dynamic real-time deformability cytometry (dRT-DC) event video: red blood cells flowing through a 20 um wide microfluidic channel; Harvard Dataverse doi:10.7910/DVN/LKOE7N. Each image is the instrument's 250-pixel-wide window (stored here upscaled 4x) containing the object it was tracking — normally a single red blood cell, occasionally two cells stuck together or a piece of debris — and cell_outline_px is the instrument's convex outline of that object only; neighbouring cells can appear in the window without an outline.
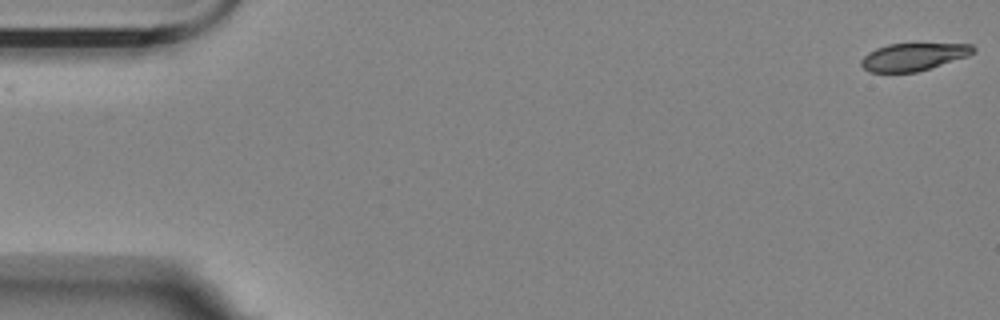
{"species": "Egyptian fruit bat (a non-hibernating species)", "species_latin": "Rousettus aegyptiacus", "temperature_condition": "room temperature", "stored_images_in_passage": 56, "camera_frame_rate_fps": 3000, "um_per_image_px": 0.085, "animal": {"sex": "female"}, "frame": {"image": 1, "passage_image": 1, "time_ms": 0.0, "image_size_px": [1000, 320], "cell_outline_px": [[976, 52], [968, 56], [916, 72], [872, 72], [864, 68], [860, 64], [860, 60], [868, 52], [876, 48], [888, 44], [972, 44], [976, 48]], "centroid_in_image_um": [77.64, 4.82], "position_along_channel_um": 7.4, "area_um2": 17.86}}
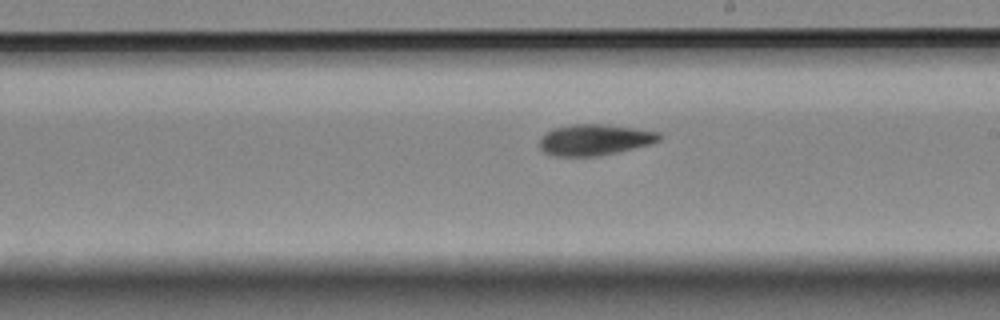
{"frame": {"image": 2, "passage_image": 32, "time_ms": 10.333, "image_size_px": [1000, 320], "cell_outline_px": [[664, 136], [660, 140], [648, 144], [600, 156], [552, 156], [544, 152], [540, 148], [540, 136], [552, 128], [572, 124], [604, 124], [660, 132]], "centroid_in_image_um": [50.51, 11.88], "position_along_channel_um": 238.5, "area_um2": 21.68}}
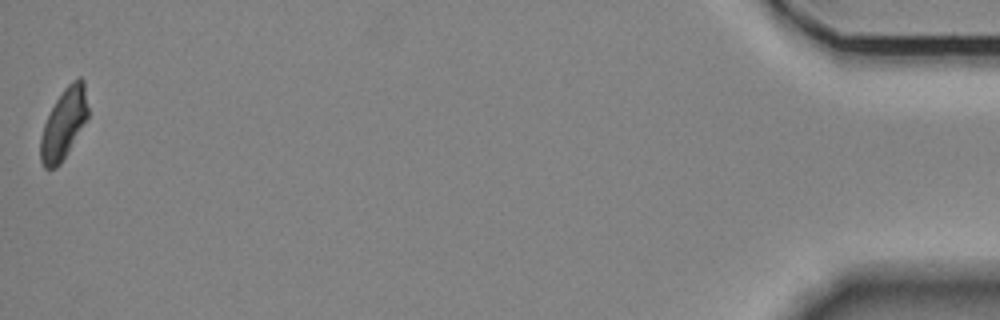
{"frame": {"image": 3, "passage_image": 56, "time_ms": 18.333, "image_size_px": [1000, 320], "cell_outline_px": [[88, 120], [68, 152], [60, 164], [56, 168], [44, 168], [40, 160], [40, 136], [44, 124], [56, 100], [64, 88], [72, 80], [80, 76], [84, 80], [88, 108]], "centroid_in_image_um": [5.44, 10.52], "position_along_channel_um": 429.8, "area_um2": 19.65}}